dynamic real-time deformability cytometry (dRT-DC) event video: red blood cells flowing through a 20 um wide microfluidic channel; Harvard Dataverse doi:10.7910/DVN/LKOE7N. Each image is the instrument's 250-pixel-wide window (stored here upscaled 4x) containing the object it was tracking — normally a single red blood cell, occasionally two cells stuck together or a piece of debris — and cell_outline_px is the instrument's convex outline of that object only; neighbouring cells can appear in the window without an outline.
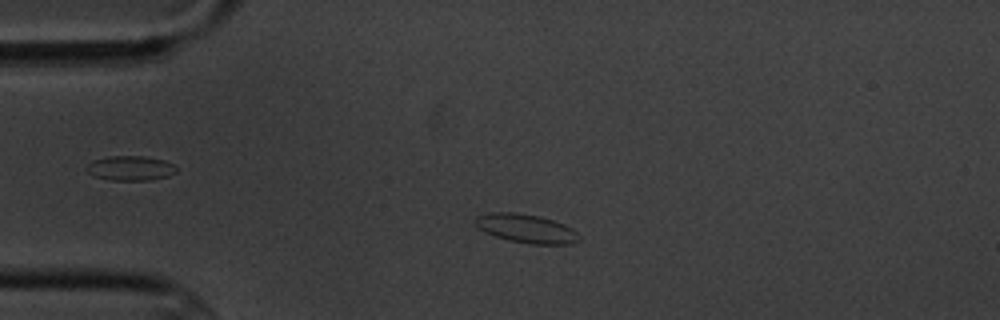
{"species": "common noctule bat (a hibernating species)", "species_latin": "Nyctalus noctula", "temperature_condition": "cold", "stored_images_in_passage": 5, "camera_frame_rate_fps": 3000, "um_per_image_px": 0.085, "animal": {"sex": "male", "body_mass_g": 20.1, "forearm_length_mm": 53.5}, "frame": {"image": 1, "passage_image": 2, "time_ms": 1.0, "image_size_px": [1000, 320], "cell_outline_px": [[580, 240], [572, 244], [532, 244], [508, 240], [484, 232], [472, 220], [476, 216], [488, 212], [516, 212], [540, 216], [564, 224], [572, 228], [580, 236]], "centroid_in_image_um": [44.72, 19.41], "position_along_channel_um": 40.3, "area_um2": 17.51}}
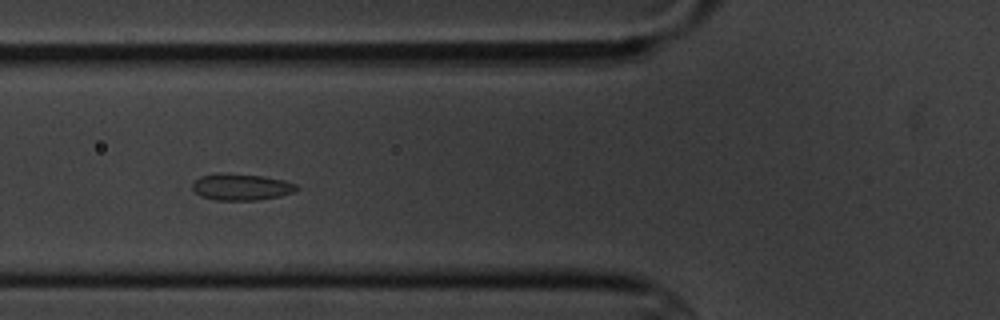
{"frame": {"image": 2, "passage_image": 4, "time_ms": 3.667, "image_size_px": [1000, 320], "cell_outline_px": [[300, 188], [296, 192], [280, 196], [256, 200], [216, 200], [200, 196], [192, 188], [192, 184], [200, 176], [264, 176], [284, 180], [296, 184]], "centroid_in_image_um": [20.6, 15.95], "position_along_channel_um": 105.2, "area_um2": 15.37}}
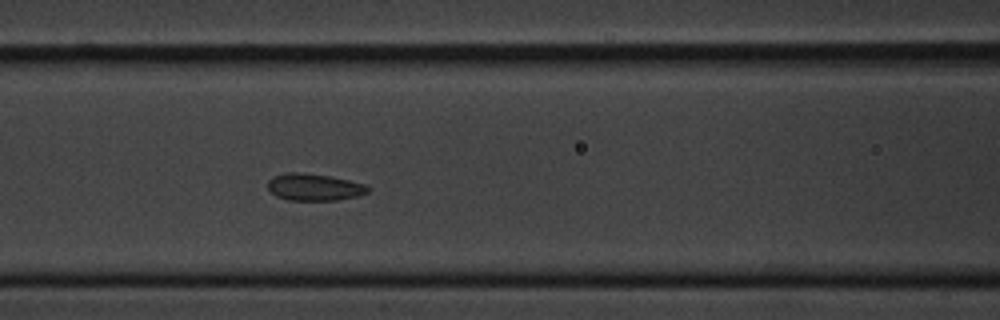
{"frame": {"image": 3, "passage_image": 5, "time_ms": 4.667, "image_size_px": [1000, 320], "cell_outline_px": [[372, 188], [368, 192], [360, 196], [336, 200], [288, 200], [276, 196], [268, 188], [268, 180], [272, 176], [284, 172], [296, 172], [328, 176], [368, 184]], "centroid_in_image_um": [26.74, 15.9], "position_along_channel_um": 139.9, "area_um2": 15.9}}